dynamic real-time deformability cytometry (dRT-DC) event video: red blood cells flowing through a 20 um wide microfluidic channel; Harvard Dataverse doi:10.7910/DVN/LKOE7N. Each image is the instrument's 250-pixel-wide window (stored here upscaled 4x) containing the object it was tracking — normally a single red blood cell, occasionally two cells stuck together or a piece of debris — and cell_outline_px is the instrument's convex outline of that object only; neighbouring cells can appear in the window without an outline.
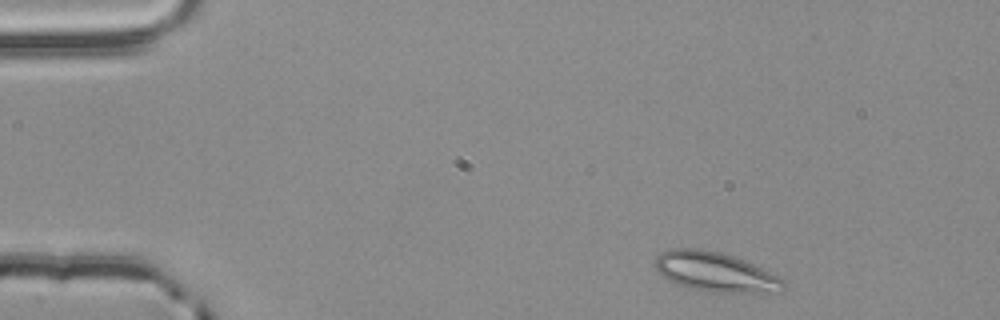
{"species": "common noctule bat (a hibernating species)", "species_latin": "Nyctalus noctula", "temperature_condition": "room temperature", "stored_images_in_passage": 3, "camera_frame_rate_fps": 3000, "um_per_image_px": 0.085, "animal": {"sex": "male", "body_mass_g": 20.4}, "frame": {"image": 1, "passage_image": 1, "time_ms": 0.0, "image_size_px": [1000, 320], "cell_outline_px": [[788, 284], [784, 288], [752, 292], [708, 292], [688, 288], [676, 284], [660, 276], [656, 268], [656, 256], [660, 252], [672, 248], [704, 248], [720, 252], [744, 260], [788, 280]], "centroid_in_image_um": [60.75, 23.09], "position_along_channel_um": 24.3, "area_um2": 29.59}}